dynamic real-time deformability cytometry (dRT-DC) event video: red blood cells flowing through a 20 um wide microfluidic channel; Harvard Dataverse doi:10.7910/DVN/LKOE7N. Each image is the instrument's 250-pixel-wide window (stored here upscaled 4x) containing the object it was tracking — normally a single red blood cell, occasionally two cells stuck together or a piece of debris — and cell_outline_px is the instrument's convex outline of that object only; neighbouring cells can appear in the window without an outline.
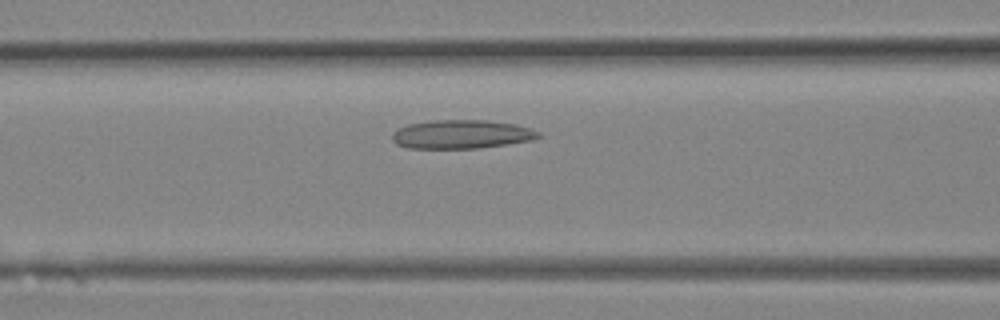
{"species": "Egyptian fruit bat (a non-hibernating species)", "species_latin": "Rousettus aegyptiacus", "temperature_condition": "room temperature", "stored_images_in_passage": 13, "camera_frame_rate_fps": 3000, "um_per_image_px": 0.085, "animal": {"sex": "female"}, "frame": {"image": 1, "passage_image": 5, "time_ms": 1.333, "image_size_px": [1000, 320], "cell_outline_px": [[544, 136], [532, 140], [476, 148], [408, 148], [396, 144], [392, 140], [392, 132], [396, 128], [408, 124], [436, 120], [488, 120], [512, 124], [528, 128], [540, 132]], "centroid_in_image_um": [39.19, 11.41], "position_along_channel_um": 127.4, "area_um2": 24.39}}
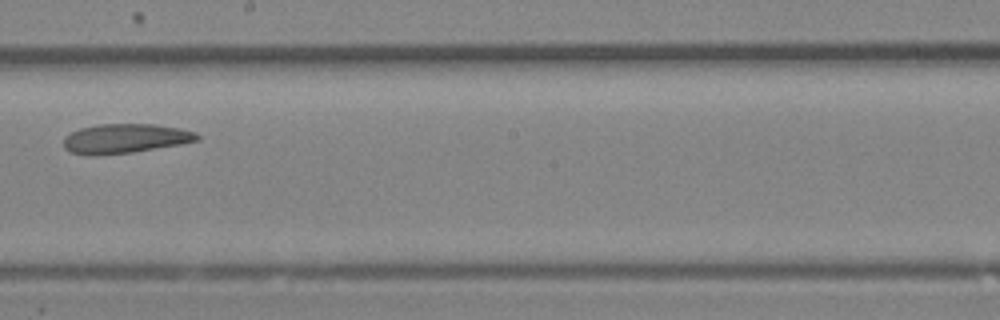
{"frame": {"image": 2, "passage_image": 10, "time_ms": 3.0, "image_size_px": [1000, 320], "cell_outline_px": [[200, 140], [180, 144], [132, 152], [96, 156], [92, 156], [68, 152], [64, 148], [64, 136], [80, 128], [100, 124], [156, 124], [180, 128], [196, 132], [200, 136]], "centroid_in_image_um": [10.62, 11.78], "position_along_channel_um": 237.6, "area_um2": 23.06}}
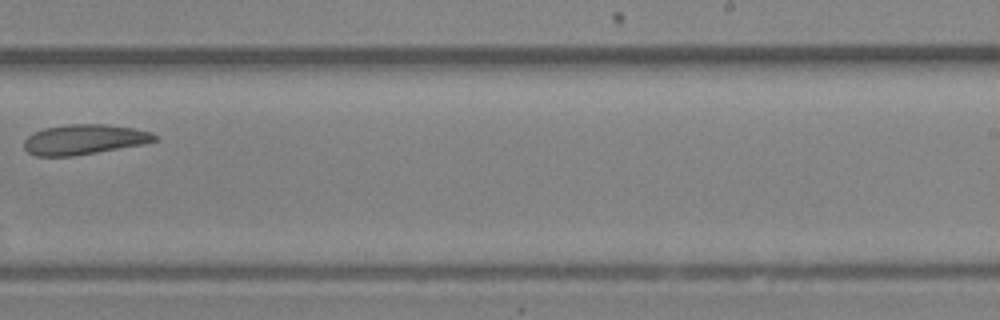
{"frame": {"image": 3, "passage_image": 12, "time_ms": 3.667, "image_size_px": [1000, 320], "cell_outline_px": [[156, 140], [144, 144], [72, 156], [36, 156], [28, 152], [24, 148], [24, 140], [28, 136], [44, 128], [72, 124], [104, 124], [132, 128], [152, 132], [156, 136]], "centroid_in_image_um": [7.14, 11.86], "position_along_channel_um": 281.9, "area_um2": 22.6}}